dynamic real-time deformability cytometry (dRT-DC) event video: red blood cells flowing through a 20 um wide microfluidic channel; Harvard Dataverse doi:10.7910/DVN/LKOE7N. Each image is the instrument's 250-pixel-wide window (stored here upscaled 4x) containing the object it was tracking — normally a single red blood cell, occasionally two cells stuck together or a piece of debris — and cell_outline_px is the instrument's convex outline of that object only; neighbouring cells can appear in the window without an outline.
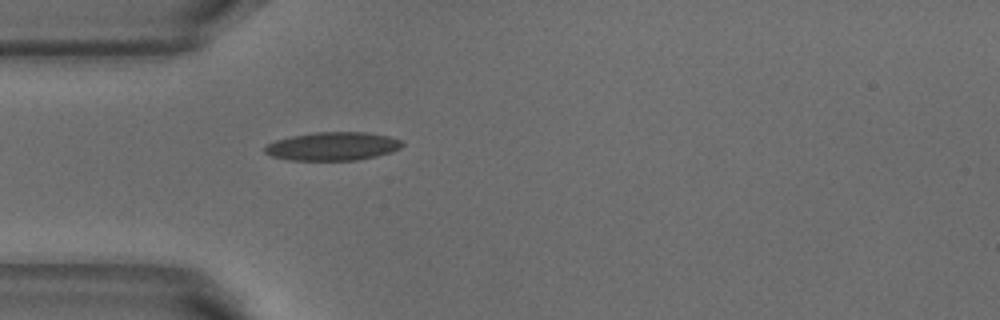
{"species": "common noctule bat (a hibernating species)", "species_latin": "Nyctalus noctula", "temperature_condition": "warm", "stored_images_in_passage": 1, "camera_frame_rate_fps": 3000, "um_per_image_px": 0.085, "animal": {"sex": "male", "body_mass_g": 18.8}, "frame": {"image": 1, "passage_image": 1, "time_ms": 0.0, "image_size_px": [1000, 320], "cell_outline_px": [[404, 144], [400, 148], [392, 152], [376, 156], [356, 160], [288, 160], [272, 156], [264, 152], [264, 148], [268, 144], [276, 140], [292, 136], [316, 132], [364, 132], [388, 136], [404, 140]], "centroid_in_image_um": [28.31, 12.43], "position_along_channel_um": 56.7, "area_um2": 22.72}}